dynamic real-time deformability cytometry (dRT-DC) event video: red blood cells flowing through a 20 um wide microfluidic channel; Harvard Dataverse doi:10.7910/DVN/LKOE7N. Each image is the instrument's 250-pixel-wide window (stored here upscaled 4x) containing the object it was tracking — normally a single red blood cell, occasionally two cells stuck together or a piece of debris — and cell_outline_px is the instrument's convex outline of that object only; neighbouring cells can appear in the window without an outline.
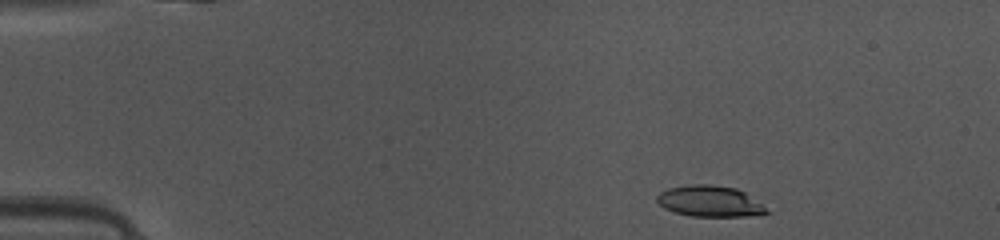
{"species": "common noctule bat (a hibernating species)", "species_latin": "Nyctalus noctula", "temperature_condition": "warm", "stored_images_in_passage": 43, "camera_frame_rate_fps": 3000, "um_per_image_px": 0.085, "animal": {"sex": "female", "body_mass_g": 10.0, "forearm_length_mm": 53.1}, "frame": {"image": 1, "passage_image": 2, "time_ms": 0.333, "image_size_px": [1000, 240], "cell_outline_px": [[772, 212], [744, 216], [688, 216], [664, 208], [656, 200], [656, 196], [660, 192], [668, 188], [688, 184], [712, 184], [736, 188], [744, 192]], "centroid_in_image_um": [60.3, 17.09], "position_along_channel_um": 24.7, "area_um2": 19.77}}
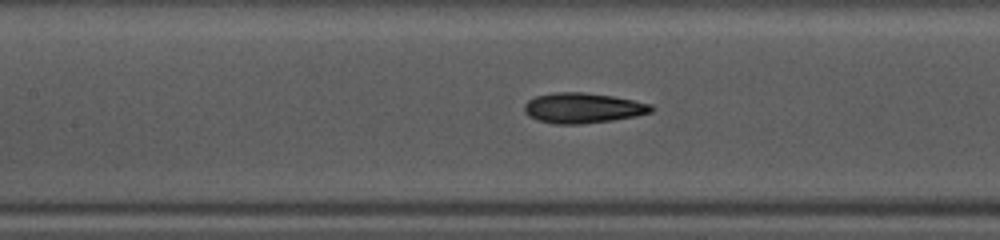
{"frame": {"image": 2, "passage_image": 17, "time_ms": 5.333, "image_size_px": [1000, 240], "cell_outline_px": [[656, 108], [652, 112], [636, 116], [612, 120], [580, 124], [556, 124], [536, 120], [528, 116], [524, 112], [524, 104], [528, 100], [536, 96], [556, 92], [584, 92], [612, 96], [652, 104]], "centroid_in_image_um": [49.54, 9.18], "position_along_channel_um": 157.9, "area_um2": 22.48}}
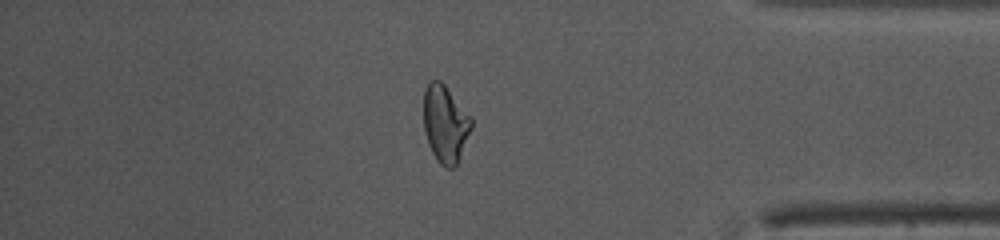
{"frame": {"image": 3, "passage_image": 36, "time_ms": 11.667, "image_size_px": [1000, 240], "cell_outline_px": [[472, 128], [456, 168], [444, 168], [436, 160], [428, 144], [424, 132], [424, 88], [428, 80], [440, 80], [444, 84], [472, 116]], "centroid_in_image_um": [37.85, 10.53], "position_along_channel_um": 397.3, "area_um2": 21.96}, "authors_computed_cell_mechanics": {"area_um2": 21.7906, "velocity_mm_per_s": 4.1447, "shape_relaxation_time_tau1_ms": 2.8917, "shape_relaxation_time_tau2_ms": 1.7771, "deformation_change_tau1": 0.1617, "deformation_change_tau2": 0.1039}}